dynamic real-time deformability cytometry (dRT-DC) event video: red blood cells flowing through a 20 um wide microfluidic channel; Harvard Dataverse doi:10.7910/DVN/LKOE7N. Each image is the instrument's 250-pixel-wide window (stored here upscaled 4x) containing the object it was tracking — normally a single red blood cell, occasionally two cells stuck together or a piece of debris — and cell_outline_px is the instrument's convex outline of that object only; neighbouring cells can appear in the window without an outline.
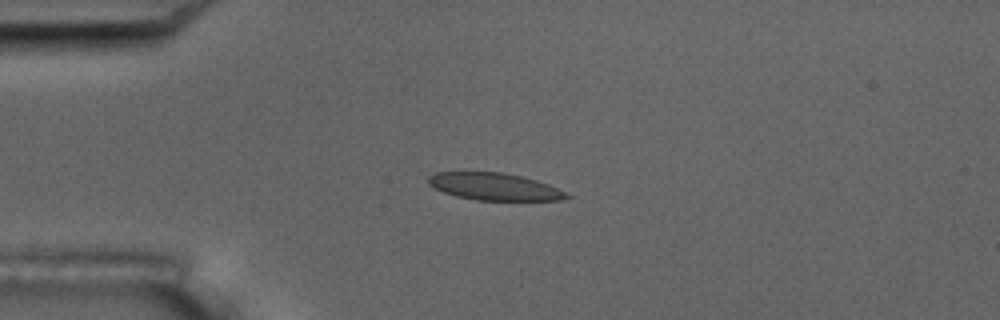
{"species": "common noctule bat (a hibernating species)", "species_latin": "Nyctalus noctula", "temperature_condition": "room temperature", "stored_images_in_passage": 7, "camera_frame_rate_fps": 3000, "um_per_image_px": 0.085, "animal": {"sex": "male", "body_mass_g": 17.5, "forearm_length_mm": 52.3}, "frame": {"image": 1, "passage_image": 4, "time_ms": 3.667, "image_size_px": [1000, 320], "cell_outline_px": [[572, 196], [560, 200], [476, 200], [456, 196], [432, 188], [428, 184], [428, 176], [436, 172], [500, 172], [520, 176], [536, 180], [548, 184], [568, 192]], "centroid_in_image_um": [42.01, 15.86], "position_along_channel_um": 43.0, "area_um2": 21.96}}